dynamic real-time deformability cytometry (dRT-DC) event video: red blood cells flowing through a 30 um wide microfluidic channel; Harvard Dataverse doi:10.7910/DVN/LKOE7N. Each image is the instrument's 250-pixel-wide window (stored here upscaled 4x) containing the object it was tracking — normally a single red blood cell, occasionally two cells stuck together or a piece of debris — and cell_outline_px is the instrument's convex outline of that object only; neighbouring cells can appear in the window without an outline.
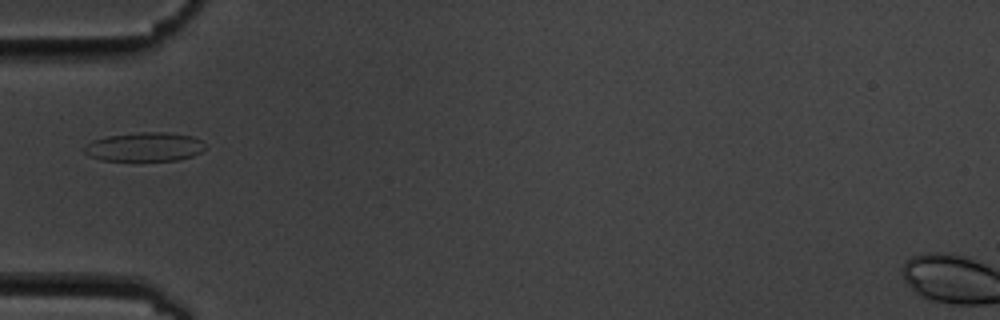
{"species": "common noctule bat (a hibernating species)", "species_latin": "Nyctalus noctula", "temperature_condition": "cold", "stored_images_in_passage": 11, "camera_frame_rate_fps": 3000, "um_per_image_px": 0.085, "animal": {"sex": "male", "body_mass_g": 19.5, "forearm_length_mm": 54.6}, "frame": {"image": 1, "passage_image": 5, "time_ms": 5.333, "image_size_px": [1000, 320], "cell_outline_px": [[208, 148], [192, 156], [180, 160], [100, 160], [84, 152], [84, 144], [92, 140], [108, 136], [140, 132], [168, 132], [192, 136], [208, 144]], "centroid_in_image_um": [12.34, 12.47], "position_along_channel_um": 72.7, "area_um2": 20.52}}
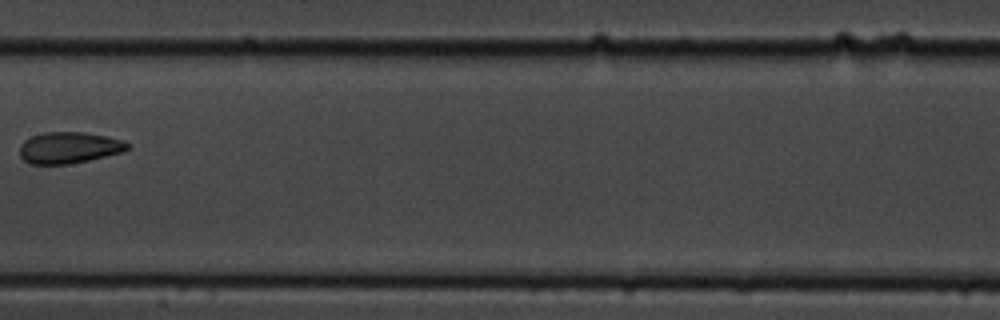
{"frame": {"image": 2, "passage_image": 8, "time_ms": 9.0, "image_size_px": [1000, 320], "cell_outline_px": [[128, 148], [124, 152], [88, 160], [68, 164], [28, 164], [20, 156], [20, 144], [24, 140], [32, 136], [44, 132], [84, 132], [108, 136], [124, 140], [128, 144]], "centroid_in_image_um": [5.86, 12.55], "position_along_channel_um": 201.5, "area_um2": 19.83}}
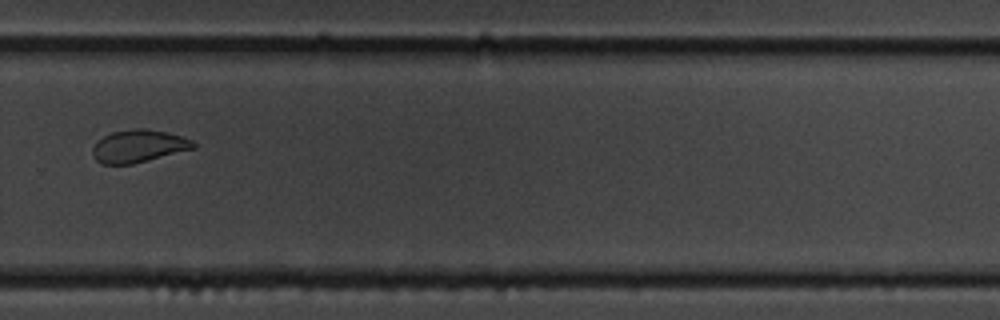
{"frame": {"image": 3, "passage_image": 11, "time_ms": 12.333, "image_size_px": [1000, 320], "cell_outline_px": [[196, 148], [132, 164], [100, 164], [96, 160], [92, 152], [92, 148], [96, 140], [112, 132], [132, 128], [144, 128], [168, 132], [192, 140], [196, 144]], "centroid_in_image_um": [11.76, 12.41], "position_along_channel_um": 318.0, "area_um2": 19.25}}